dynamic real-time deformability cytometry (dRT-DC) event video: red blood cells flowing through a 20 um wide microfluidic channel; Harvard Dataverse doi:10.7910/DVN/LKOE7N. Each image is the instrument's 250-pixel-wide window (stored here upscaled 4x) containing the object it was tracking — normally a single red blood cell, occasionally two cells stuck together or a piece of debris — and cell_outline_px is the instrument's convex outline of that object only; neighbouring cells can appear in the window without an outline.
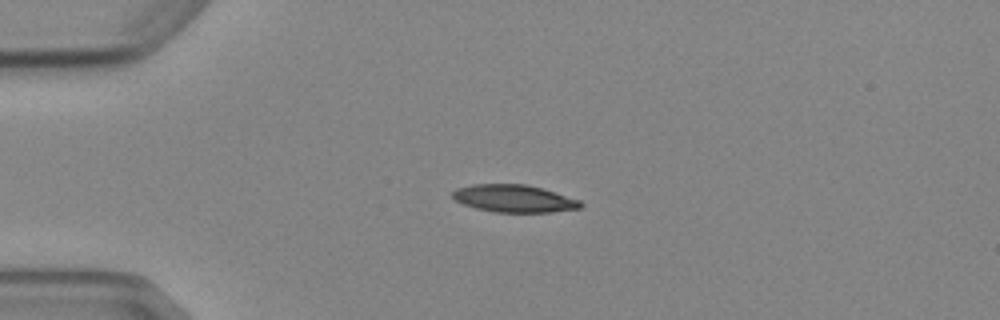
{"species": "Egyptian fruit bat (a non-hibernating species)", "species_latin": "Rousettus aegyptiacus", "temperature_condition": "cold", "stored_images_in_passage": 6, "camera_frame_rate_fps": 3000, "um_per_image_px": 0.085, "animal": {"sex": "female"}, "frame": {"image": 1, "passage_image": 1, "time_ms": 0.0, "image_size_px": [1000, 320], "cell_outline_px": [[584, 204], [580, 208], [552, 212], [496, 212], [476, 208], [464, 204], [456, 200], [452, 196], [452, 192], [456, 188], [472, 184], [524, 184], [540, 188], [580, 200]], "centroid_in_image_um": [43.68, 16.87], "position_along_channel_um": 41.3, "area_um2": 20.29}}
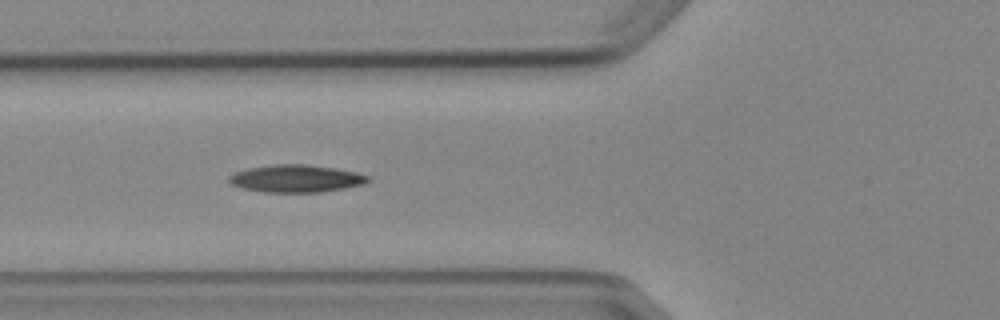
{"frame": {"image": 2, "passage_image": 3, "time_ms": 2.333, "image_size_px": [1000, 320], "cell_outline_px": [[368, 180], [364, 184], [344, 188], [320, 192], [264, 192], [244, 188], [232, 184], [228, 180], [228, 176], [236, 172], [248, 168], [272, 164], [304, 164], [332, 168], [356, 172], [368, 176]], "centroid_in_image_um": [25.14, 15.17], "position_along_channel_um": 100.7, "area_um2": 21.96}}